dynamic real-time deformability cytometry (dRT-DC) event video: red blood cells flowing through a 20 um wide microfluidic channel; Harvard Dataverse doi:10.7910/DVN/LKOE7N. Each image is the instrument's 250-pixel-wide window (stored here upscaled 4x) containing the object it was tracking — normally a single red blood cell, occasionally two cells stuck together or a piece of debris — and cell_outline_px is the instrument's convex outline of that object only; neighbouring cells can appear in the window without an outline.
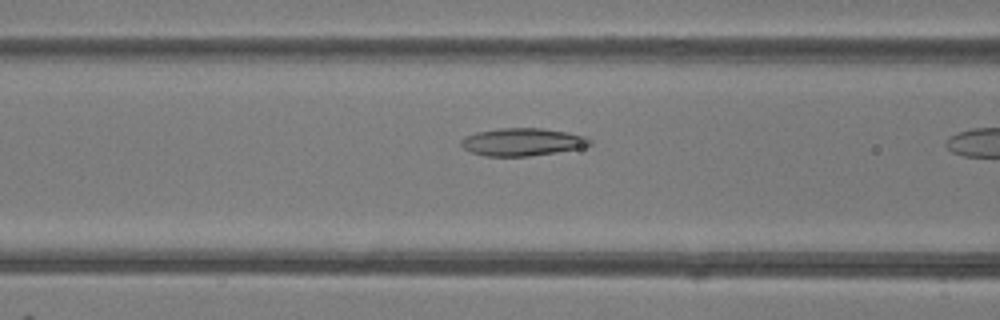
{"species": "common noctule bat (a hibernating species)", "species_latin": "Nyctalus noctula", "temperature_condition": "room temperature", "stored_images_in_passage": 18, "camera_frame_rate_fps": 3000, "um_per_image_px": 0.085, "animal": {"sex": "female"}, "frame": {"image": 1, "passage_image": 16, "time_ms": 5.0, "image_size_px": [1000, 320], "cell_outline_px": [[592, 144], [580, 148], [556, 152], [528, 156], [484, 156], [472, 152], [464, 148], [460, 144], [460, 140], [464, 136], [476, 132], [500, 128], [540, 128], [568, 132], [584, 136], [592, 140]], "centroid_in_image_um": [44.38, 12.06], "position_along_channel_um": 122.2, "area_um2": 20.75}}